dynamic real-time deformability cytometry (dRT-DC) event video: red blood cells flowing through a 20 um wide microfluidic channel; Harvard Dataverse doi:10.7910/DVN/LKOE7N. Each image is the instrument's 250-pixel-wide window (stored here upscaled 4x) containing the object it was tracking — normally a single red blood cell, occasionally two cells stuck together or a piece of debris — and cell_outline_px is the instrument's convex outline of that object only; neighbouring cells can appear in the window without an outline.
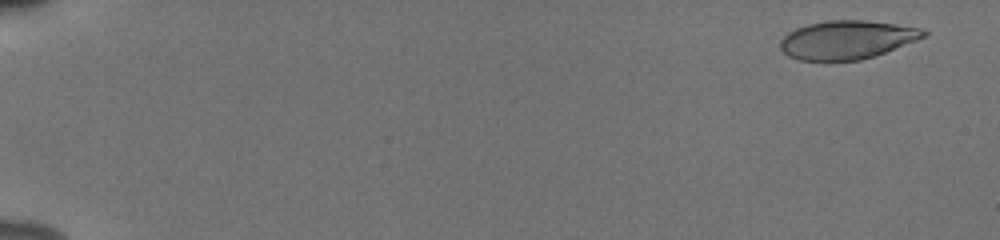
{"species": "human", "species_latin": "Homo sapiens", "temperature_condition": "cold", "stored_images_in_passage": 55, "camera_frame_rate_fps": 3000, "um_per_image_px": 0.085, "donor": {"sex": "male"}, "frame": {"image": 1, "passage_image": 3, "time_ms": 0.667, "image_size_px": [1000, 240], "cell_outline_px": [[928, 36], [884, 52], [860, 60], [800, 60], [788, 56], [780, 48], [780, 40], [788, 32], [796, 28], [808, 24], [828, 20], [864, 20], [896, 24], [924, 28], [928, 32]], "centroid_in_image_um": [72.01, 3.37], "position_along_channel_um": 13.0, "area_um2": 32.08}}
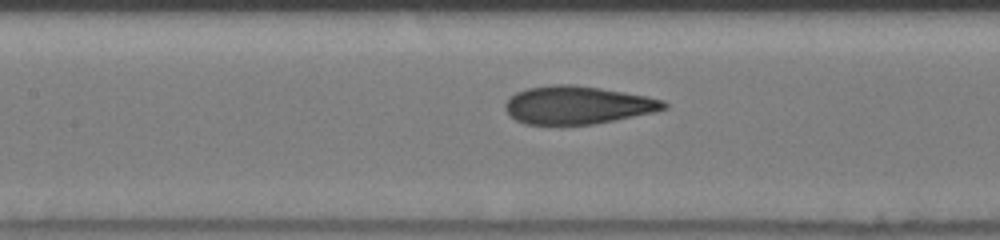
{"frame": {"image": 2, "passage_image": 28, "time_ms": 9.0, "image_size_px": [1000, 240], "cell_outline_px": [[668, 108], [656, 112], [592, 124], [524, 124], [508, 116], [504, 108], [504, 104], [508, 96], [516, 92], [528, 88], [552, 84], [572, 84], [600, 88], [624, 92], [664, 100], [668, 104]], "centroid_in_image_um": [49.05, 8.92], "position_along_channel_um": 158.4, "area_um2": 35.26}}
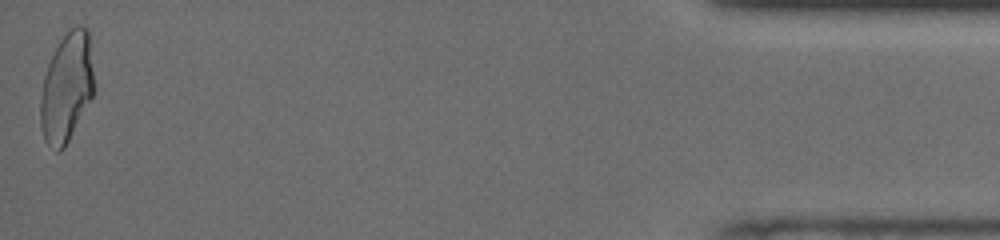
{"frame": {"image": 3, "passage_image": 55, "time_ms": 18.0, "image_size_px": [1000, 240], "cell_outline_px": [[96, 88], [92, 96], [64, 148], [60, 152], [56, 152], [44, 140], [40, 124], [40, 100], [44, 76], [48, 64], [60, 40], [76, 24], [80, 24], [88, 28], [96, 84]], "centroid_in_image_um": [5.69, 7.42], "position_along_channel_um": 429.5, "area_um2": 34.33}, "authors_computed_cell_mechanics": {"area_um2": 34.1598, "velocity_mm_per_s": 3.862, "shape_relaxation_time_tau1_ms": 3.7519, "shape_relaxation_time_tau2_ms": 1.0946, "deformation_change_tau1": 0.1513, "deformation_change_tau2": 0.0665}}